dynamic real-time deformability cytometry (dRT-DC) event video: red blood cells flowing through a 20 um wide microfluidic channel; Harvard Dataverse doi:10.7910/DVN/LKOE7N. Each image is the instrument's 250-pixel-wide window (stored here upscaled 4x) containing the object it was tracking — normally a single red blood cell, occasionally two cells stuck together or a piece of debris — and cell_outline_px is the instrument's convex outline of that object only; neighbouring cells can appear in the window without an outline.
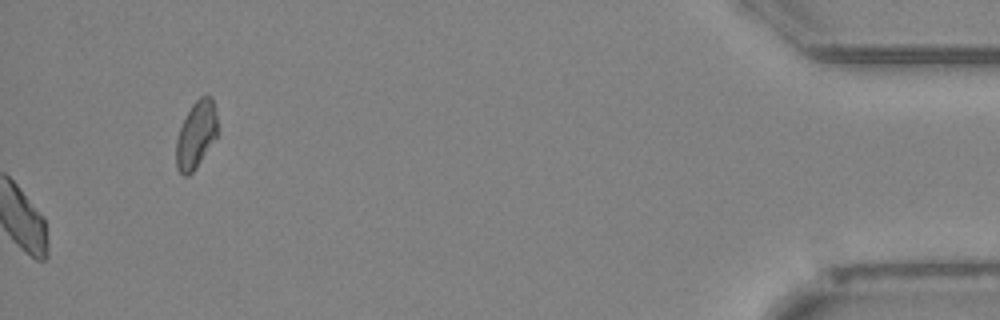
{"species": "Egyptian fruit bat (a non-hibernating species)", "species_latin": "Rousettus aegyptiacus", "temperature_condition": "cold", "stored_images_in_passage": 39, "camera_frame_rate_fps": 3000, "um_per_image_px": 0.085, "animal": {"sex": "female"}, "frame": {"image": 1, "passage_image": 39, "time_ms": 12.667, "image_size_px": [1000, 320], "cell_outline_px": [[216, 136], [196, 168], [188, 176], [184, 176], [176, 168], [176, 140], [180, 128], [192, 104], [200, 96], [212, 96], [216, 112]], "centroid_in_image_um": [16.65, 11.46], "position_along_channel_um": 418.6, "area_um2": 15.9}}